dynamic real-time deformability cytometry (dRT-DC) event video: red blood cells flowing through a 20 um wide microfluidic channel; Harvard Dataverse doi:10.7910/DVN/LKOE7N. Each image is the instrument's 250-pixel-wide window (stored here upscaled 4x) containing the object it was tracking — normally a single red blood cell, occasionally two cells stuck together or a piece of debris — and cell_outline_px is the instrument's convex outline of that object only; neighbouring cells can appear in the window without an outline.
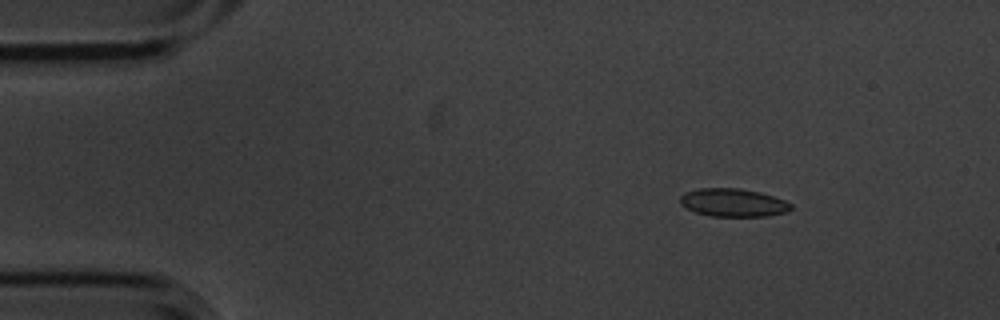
{"species": "common noctule bat (a hibernating species)", "species_latin": "Nyctalus noctula", "temperature_condition": "cold", "stored_images_in_passage": 4, "camera_frame_rate_fps": 3000, "um_per_image_px": 0.085, "animal": {"sex": "male", "body_mass_g": 20.1, "forearm_length_mm": 53.5}, "frame": {"image": 1, "passage_image": 2, "time_ms": 0.333, "image_size_px": [1000, 320], "cell_outline_px": [[792, 208], [788, 212], [768, 216], [712, 216], [696, 212], [680, 204], [680, 196], [684, 192], [700, 188], [740, 188], [760, 192], [784, 200], [792, 204]], "centroid_in_image_um": [62.33, 17.22], "position_along_channel_um": 22.7, "area_um2": 18.15}}